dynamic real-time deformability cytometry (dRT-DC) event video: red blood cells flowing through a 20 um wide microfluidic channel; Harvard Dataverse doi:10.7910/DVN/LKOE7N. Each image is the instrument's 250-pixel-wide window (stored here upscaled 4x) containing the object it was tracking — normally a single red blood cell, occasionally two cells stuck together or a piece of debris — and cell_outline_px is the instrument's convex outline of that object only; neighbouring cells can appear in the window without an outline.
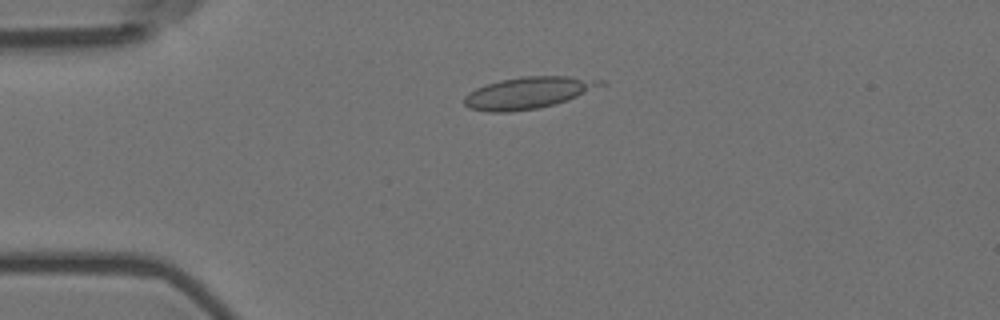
{"species": "Egyptian fruit bat (a non-hibernating species)", "species_latin": "Rousettus aegyptiacus", "temperature_condition": "room temperature", "stored_images_in_passage": 4, "camera_frame_rate_fps": 3000, "um_per_image_px": 0.085, "animal": {"sex": "female"}, "frame": {"image": 1, "passage_image": 3, "time_ms": 0.667, "image_size_px": [1000, 320], "cell_outline_px": [[608, 84], [568, 100], [556, 104], [540, 108], [508, 112], [488, 112], [468, 108], [464, 104], [464, 96], [468, 92], [484, 84], [500, 80], [520, 76], [568, 76], [604, 80]], "centroid_in_image_um": [44.91, 7.88], "position_along_channel_um": 40.1, "area_um2": 25.61}}